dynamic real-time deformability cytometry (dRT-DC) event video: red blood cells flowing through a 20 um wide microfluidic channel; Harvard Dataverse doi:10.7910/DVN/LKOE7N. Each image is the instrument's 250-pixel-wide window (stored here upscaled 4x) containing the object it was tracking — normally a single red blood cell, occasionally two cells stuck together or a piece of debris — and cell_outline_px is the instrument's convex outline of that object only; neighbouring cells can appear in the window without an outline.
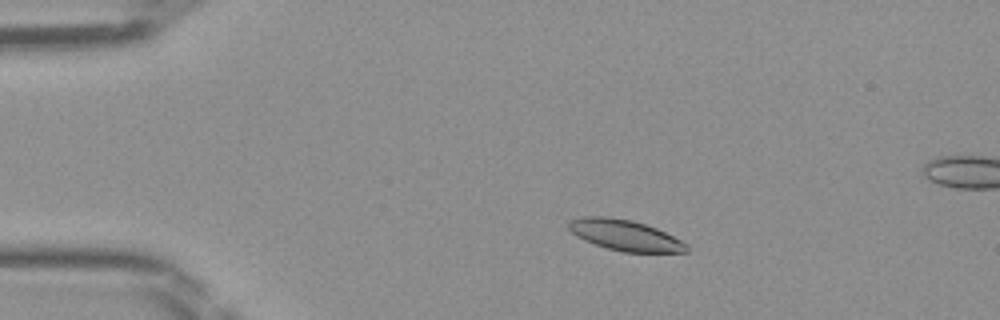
{"species": "Egyptian fruit bat (a non-hibernating species)", "species_latin": "Rousettus aegyptiacus", "temperature_condition": "room temperature", "stored_images_in_passage": 47, "segment_of_instrument_passage": [1, 2], "camera_frame_rate_fps": 3000, "um_per_image_px": 0.085, "frame": {"image": 1, "passage_image": 8, "time_ms": 2.333, "image_size_px": [1000, 320], "cell_outline_px": [[688, 252], [624, 252], [608, 248], [584, 240], [576, 236], [568, 228], [568, 220], [584, 216], [604, 216], [632, 220], [656, 228], [688, 244]], "centroid_in_image_um": [53.1, 19.98], "position_along_channel_um": 31.9, "area_um2": 20.98}}
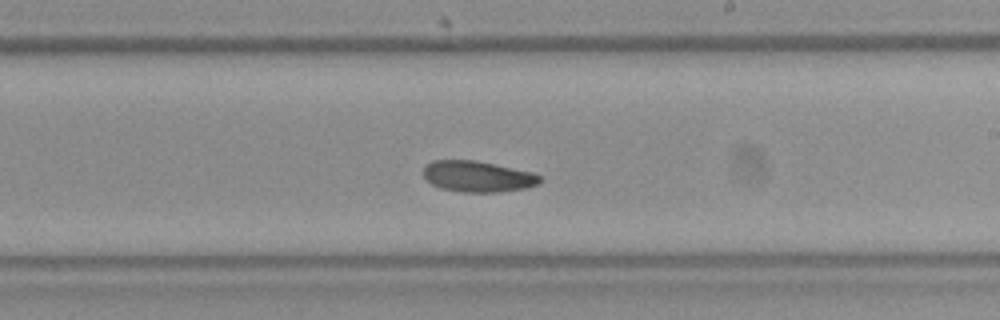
{"frame": {"image": 2, "passage_image": 27, "time_ms": 8.667, "image_size_px": [1000, 320], "cell_outline_px": [[544, 180], [528, 188], [500, 192], [464, 192], [440, 188], [432, 184], [424, 176], [424, 164], [432, 160], [476, 160], [532, 172], [544, 176]], "centroid_in_image_um": [40.64, 14.99], "position_along_channel_um": 248.4, "area_um2": 21.27}}
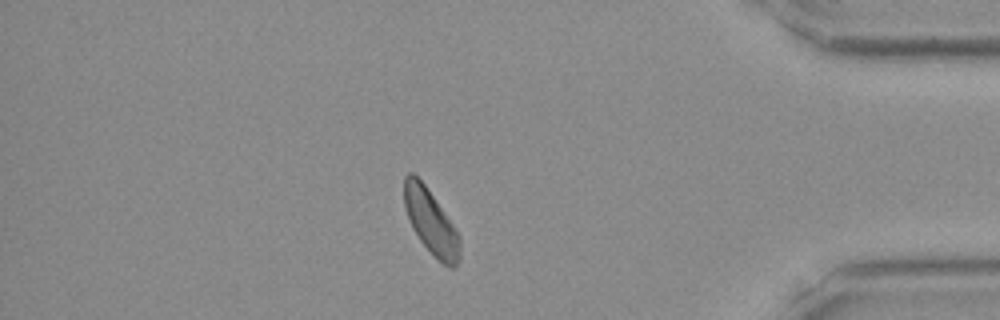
{"frame": {"image": 3, "passage_image": 40, "time_ms": 13.0, "image_size_px": [1000, 320], "cell_outline_px": [[460, 260], [456, 268], [448, 268], [420, 240], [412, 228], [404, 208], [404, 176], [408, 172], [412, 172], [424, 184], [452, 224], [460, 236]], "centroid_in_image_um": [36.62, 18.87], "position_along_channel_um": 398.6, "area_um2": 20.63}}